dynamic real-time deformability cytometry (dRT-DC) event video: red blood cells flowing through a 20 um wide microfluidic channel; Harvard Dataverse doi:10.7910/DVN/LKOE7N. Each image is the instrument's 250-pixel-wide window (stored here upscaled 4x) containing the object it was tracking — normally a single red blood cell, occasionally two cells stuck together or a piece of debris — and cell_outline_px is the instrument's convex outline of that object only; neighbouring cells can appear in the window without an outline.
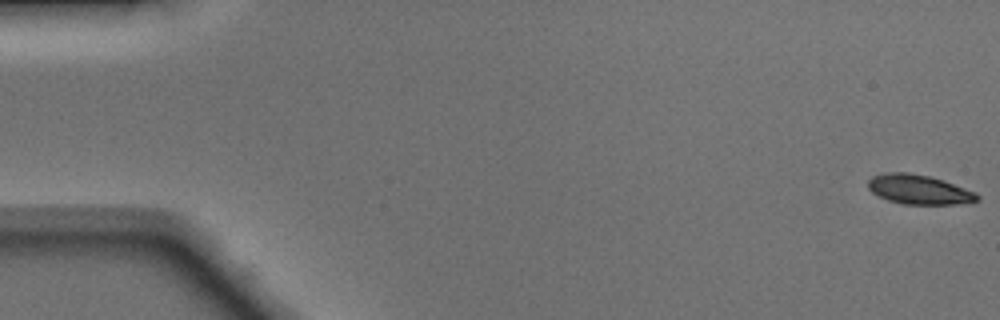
{"species": "Egyptian fruit bat (a non-hibernating species)", "species_latin": "Rousettus aegyptiacus", "temperature_condition": "warm", "stored_images_in_passage": 49, "camera_frame_rate_fps": 3000, "um_per_image_px": 0.085, "animal": {"sex": "male"}, "frame": {"image": 1, "passage_image": 1, "time_ms": 0.0, "image_size_px": [1000, 320], "cell_outline_px": [[980, 200], [956, 204], [904, 204], [888, 200], [872, 192], [868, 188], [868, 180], [872, 176], [888, 172], [908, 172], [928, 176], [944, 180], [976, 192], [980, 196]], "centroid_in_image_um": [78.12, 16.1], "position_along_channel_um": 6.9, "area_um2": 18.73}}
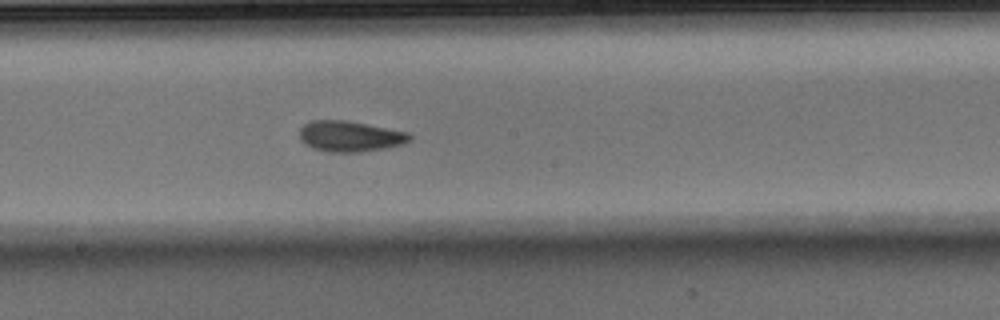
{"frame": {"image": 2, "passage_image": 27, "time_ms": 8.667, "image_size_px": [1000, 320], "cell_outline_px": [[412, 140], [404, 144], [388, 148], [360, 152], [328, 152], [312, 148], [304, 144], [300, 140], [300, 128], [304, 124], [312, 120], [348, 120], [408, 132], [412, 136]], "centroid_in_image_um": [29.77, 11.59], "position_along_channel_um": 218.4, "area_um2": 20.06}}
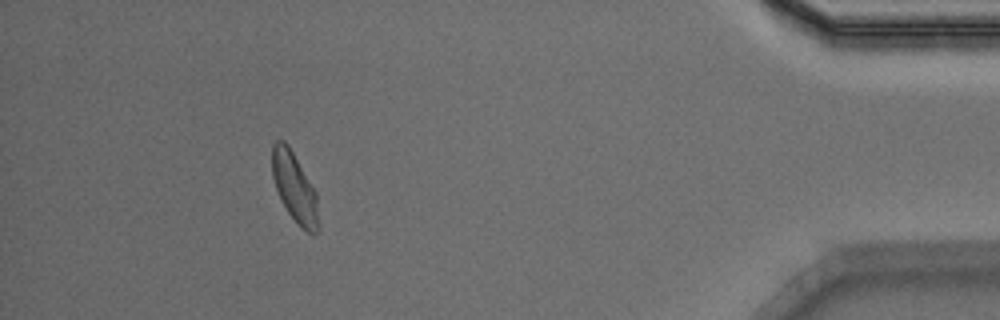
{"frame": {"image": 3, "passage_image": 45, "time_ms": 14.667, "image_size_px": [1000, 320], "cell_outline_px": [[316, 232], [312, 236], [288, 212], [276, 188], [272, 176], [272, 144], [276, 140], [284, 140], [288, 144], [316, 192]], "centroid_in_image_um": [24.99, 15.83], "position_along_channel_um": 410.2, "area_um2": 17.92}, "authors_computed_cell_mechanics": {"area_um2": 18.9006, "velocity_mm_per_s": 4.1357, "shape_relaxation_time_tau1_ms": 5.1966, "shape_relaxation_time_tau2_ms": 1.2429, "deformation_change_tau1": 0.1596, "deformation_change_tau2": 0.0652}}